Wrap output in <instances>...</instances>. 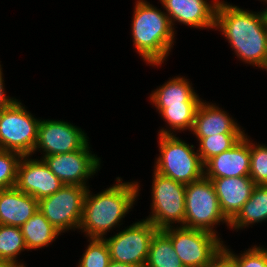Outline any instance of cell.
<instances>
[{
  "instance_id": "cell-12",
  "label": "cell",
  "mask_w": 267,
  "mask_h": 267,
  "mask_svg": "<svg viewBox=\"0 0 267 267\" xmlns=\"http://www.w3.org/2000/svg\"><path fill=\"white\" fill-rule=\"evenodd\" d=\"M81 128L61 120H40L38 138L34 148L51 156L80 150L89 140Z\"/></svg>"
},
{
  "instance_id": "cell-9",
  "label": "cell",
  "mask_w": 267,
  "mask_h": 267,
  "mask_svg": "<svg viewBox=\"0 0 267 267\" xmlns=\"http://www.w3.org/2000/svg\"><path fill=\"white\" fill-rule=\"evenodd\" d=\"M88 188L64 185L51 196L38 201V209L60 233L79 228Z\"/></svg>"
},
{
  "instance_id": "cell-33",
  "label": "cell",
  "mask_w": 267,
  "mask_h": 267,
  "mask_svg": "<svg viewBox=\"0 0 267 267\" xmlns=\"http://www.w3.org/2000/svg\"><path fill=\"white\" fill-rule=\"evenodd\" d=\"M0 267H16L10 261L0 258Z\"/></svg>"
},
{
  "instance_id": "cell-14",
  "label": "cell",
  "mask_w": 267,
  "mask_h": 267,
  "mask_svg": "<svg viewBox=\"0 0 267 267\" xmlns=\"http://www.w3.org/2000/svg\"><path fill=\"white\" fill-rule=\"evenodd\" d=\"M169 16L172 27L175 22L193 28L215 29L216 9L219 0H159Z\"/></svg>"
},
{
  "instance_id": "cell-17",
  "label": "cell",
  "mask_w": 267,
  "mask_h": 267,
  "mask_svg": "<svg viewBox=\"0 0 267 267\" xmlns=\"http://www.w3.org/2000/svg\"><path fill=\"white\" fill-rule=\"evenodd\" d=\"M191 132L196 138L217 134H245L241 126L230 118L229 113L204 100L199 104Z\"/></svg>"
},
{
  "instance_id": "cell-19",
  "label": "cell",
  "mask_w": 267,
  "mask_h": 267,
  "mask_svg": "<svg viewBox=\"0 0 267 267\" xmlns=\"http://www.w3.org/2000/svg\"><path fill=\"white\" fill-rule=\"evenodd\" d=\"M185 77L176 76L152 91L150 101L156 108L176 106H199L202 99L195 92L192 83Z\"/></svg>"
},
{
  "instance_id": "cell-25",
  "label": "cell",
  "mask_w": 267,
  "mask_h": 267,
  "mask_svg": "<svg viewBox=\"0 0 267 267\" xmlns=\"http://www.w3.org/2000/svg\"><path fill=\"white\" fill-rule=\"evenodd\" d=\"M245 134H217L214 136L197 138L198 153L203 164L212 157L232 148Z\"/></svg>"
},
{
  "instance_id": "cell-11",
  "label": "cell",
  "mask_w": 267,
  "mask_h": 267,
  "mask_svg": "<svg viewBox=\"0 0 267 267\" xmlns=\"http://www.w3.org/2000/svg\"><path fill=\"white\" fill-rule=\"evenodd\" d=\"M89 141L74 152L42 157L51 172L64 185L87 186L86 182L100 168L101 159L92 154Z\"/></svg>"
},
{
  "instance_id": "cell-10",
  "label": "cell",
  "mask_w": 267,
  "mask_h": 267,
  "mask_svg": "<svg viewBox=\"0 0 267 267\" xmlns=\"http://www.w3.org/2000/svg\"><path fill=\"white\" fill-rule=\"evenodd\" d=\"M157 231L153 223L143 219L127 226L112 237L103 239L108 246L111 260L144 267L151 239Z\"/></svg>"
},
{
  "instance_id": "cell-21",
  "label": "cell",
  "mask_w": 267,
  "mask_h": 267,
  "mask_svg": "<svg viewBox=\"0 0 267 267\" xmlns=\"http://www.w3.org/2000/svg\"><path fill=\"white\" fill-rule=\"evenodd\" d=\"M20 228L28 251L47 247L61 234L39 209Z\"/></svg>"
},
{
  "instance_id": "cell-27",
  "label": "cell",
  "mask_w": 267,
  "mask_h": 267,
  "mask_svg": "<svg viewBox=\"0 0 267 267\" xmlns=\"http://www.w3.org/2000/svg\"><path fill=\"white\" fill-rule=\"evenodd\" d=\"M249 177L256 185H267V146L250 141Z\"/></svg>"
},
{
  "instance_id": "cell-18",
  "label": "cell",
  "mask_w": 267,
  "mask_h": 267,
  "mask_svg": "<svg viewBox=\"0 0 267 267\" xmlns=\"http://www.w3.org/2000/svg\"><path fill=\"white\" fill-rule=\"evenodd\" d=\"M38 210V200L16 187L0 190V224L21 227Z\"/></svg>"
},
{
  "instance_id": "cell-7",
  "label": "cell",
  "mask_w": 267,
  "mask_h": 267,
  "mask_svg": "<svg viewBox=\"0 0 267 267\" xmlns=\"http://www.w3.org/2000/svg\"><path fill=\"white\" fill-rule=\"evenodd\" d=\"M185 267H208L224 243L209 231L177 225L161 230Z\"/></svg>"
},
{
  "instance_id": "cell-22",
  "label": "cell",
  "mask_w": 267,
  "mask_h": 267,
  "mask_svg": "<svg viewBox=\"0 0 267 267\" xmlns=\"http://www.w3.org/2000/svg\"><path fill=\"white\" fill-rule=\"evenodd\" d=\"M144 267H185L177 256L171 240L158 230L152 237Z\"/></svg>"
},
{
  "instance_id": "cell-23",
  "label": "cell",
  "mask_w": 267,
  "mask_h": 267,
  "mask_svg": "<svg viewBox=\"0 0 267 267\" xmlns=\"http://www.w3.org/2000/svg\"><path fill=\"white\" fill-rule=\"evenodd\" d=\"M24 250H27V246L21 228L0 224V258L10 261L16 267H26L16 260Z\"/></svg>"
},
{
  "instance_id": "cell-1",
  "label": "cell",
  "mask_w": 267,
  "mask_h": 267,
  "mask_svg": "<svg viewBox=\"0 0 267 267\" xmlns=\"http://www.w3.org/2000/svg\"><path fill=\"white\" fill-rule=\"evenodd\" d=\"M215 29L242 62L267 71V9L257 13L219 0Z\"/></svg>"
},
{
  "instance_id": "cell-2",
  "label": "cell",
  "mask_w": 267,
  "mask_h": 267,
  "mask_svg": "<svg viewBox=\"0 0 267 267\" xmlns=\"http://www.w3.org/2000/svg\"><path fill=\"white\" fill-rule=\"evenodd\" d=\"M116 184L92 195L87 190L79 230L88 238H105L106 233L123 220L139 196L138 182H122L116 178Z\"/></svg>"
},
{
  "instance_id": "cell-13",
  "label": "cell",
  "mask_w": 267,
  "mask_h": 267,
  "mask_svg": "<svg viewBox=\"0 0 267 267\" xmlns=\"http://www.w3.org/2000/svg\"><path fill=\"white\" fill-rule=\"evenodd\" d=\"M22 156L17 170L15 187L33 196L38 201L51 196L60 190L64 184L58 179L43 161Z\"/></svg>"
},
{
  "instance_id": "cell-32",
  "label": "cell",
  "mask_w": 267,
  "mask_h": 267,
  "mask_svg": "<svg viewBox=\"0 0 267 267\" xmlns=\"http://www.w3.org/2000/svg\"><path fill=\"white\" fill-rule=\"evenodd\" d=\"M108 267H135V266H132V265L126 264V263L115 262V261L111 260Z\"/></svg>"
},
{
  "instance_id": "cell-4",
  "label": "cell",
  "mask_w": 267,
  "mask_h": 267,
  "mask_svg": "<svg viewBox=\"0 0 267 267\" xmlns=\"http://www.w3.org/2000/svg\"><path fill=\"white\" fill-rule=\"evenodd\" d=\"M159 156L154 171L182 184H190L204 176V164L194 145L176 137V134H158Z\"/></svg>"
},
{
  "instance_id": "cell-3",
  "label": "cell",
  "mask_w": 267,
  "mask_h": 267,
  "mask_svg": "<svg viewBox=\"0 0 267 267\" xmlns=\"http://www.w3.org/2000/svg\"><path fill=\"white\" fill-rule=\"evenodd\" d=\"M132 20L133 45L143 60L161 66L169 56L175 30L169 16L145 0H137Z\"/></svg>"
},
{
  "instance_id": "cell-6",
  "label": "cell",
  "mask_w": 267,
  "mask_h": 267,
  "mask_svg": "<svg viewBox=\"0 0 267 267\" xmlns=\"http://www.w3.org/2000/svg\"><path fill=\"white\" fill-rule=\"evenodd\" d=\"M41 119L27 111L17 99L0 112V148L32 156Z\"/></svg>"
},
{
  "instance_id": "cell-16",
  "label": "cell",
  "mask_w": 267,
  "mask_h": 267,
  "mask_svg": "<svg viewBox=\"0 0 267 267\" xmlns=\"http://www.w3.org/2000/svg\"><path fill=\"white\" fill-rule=\"evenodd\" d=\"M208 179L211 180L221 210L229 221L238 214L256 186L249 176Z\"/></svg>"
},
{
  "instance_id": "cell-5",
  "label": "cell",
  "mask_w": 267,
  "mask_h": 267,
  "mask_svg": "<svg viewBox=\"0 0 267 267\" xmlns=\"http://www.w3.org/2000/svg\"><path fill=\"white\" fill-rule=\"evenodd\" d=\"M220 222L226 223L227 227L230 223L221 210L211 180L203 176L187 184L184 227L205 230L218 235L214 226L220 225Z\"/></svg>"
},
{
  "instance_id": "cell-8",
  "label": "cell",
  "mask_w": 267,
  "mask_h": 267,
  "mask_svg": "<svg viewBox=\"0 0 267 267\" xmlns=\"http://www.w3.org/2000/svg\"><path fill=\"white\" fill-rule=\"evenodd\" d=\"M151 212L146 220L158 230L172 227L174 223L184 226L186 185L153 172Z\"/></svg>"
},
{
  "instance_id": "cell-29",
  "label": "cell",
  "mask_w": 267,
  "mask_h": 267,
  "mask_svg": "<svg viewBox=\"0 0 267 267\" xmlns=\"http://www.w3.org/2000/svg\"><path fill=\"white\" fill-rule=\"evenodd\" d=\"M223 248L237 261L238 267H267V248L252 246L241 255H235L226 245Z\"/></svg>"
},
{
  "instance_id": "cell-31",
  "label": "cell",
  "mask_w": 267,
  "mask_h": 267,
  "mask_svg": "<svg viewBox=\"0 0 267 267\" xmlns=\"http://www.w3.org/2000/svg\"><path fill=\"white\" fill-rule=\"evenodd\" d=\"M2 67H1V64H0V112L3 110V109H6L8 108L15 100L16 98H11L9 96H6V93L4 91V78L2 77L3 74H2Z\"/></svg>"
},
{
  "instance_id": "cell-30",
  "label": "cell",
  "mask_w": 267,
  "mask_h": 267,
  "mask_svg": "<svg viewBox=\"0 0 267 267\" xmlns=\"http://www.w3.org/2000/svg\"><path fill=\"white\" fill-rule=\"evenodd\" d=\"M208 267H238L237 261L222 247Z\"/></svg>"
},
{
  "instance_id": "cell-26",
  "label": "cell",
  "mask_w": 267,
  "mask_h": 267,
  "mask_svg": "<svg viewBox=\"0 0 267 267\" xmlns=\"http://www.w3.org/2000/svg\"><path fill=\"white\" fill-rule=\"evenodd\" d=\"M88 239L89 244L78 262V267H108L111 256L105 240Z\"/></svg>"
},
{
  "instance_id": "cell-28",
  "label": "cell",
  "mask_w": 267,
  "mask_h": 267,
  "mask_svg": "<svg viewBox=\"0 0 267 267\" xmlns=\"http://www.w3.org/2000/svg\"><path fill=\"white\" fill-rule=\"evenodd\" d=\"M22 155L0 148V190L15 187Z\"/></svg>"
},
{
  "instance_id": "cell-24",
  "label": "cell",
  "mask_w": 267,
  "mask_h": 267,
  "mask_svg": "<svg viewBox=\"0 0 267 267\" xmlns=\"http://www.w3.org/2000/svg\"><path fill=\"white\" fill-rule=\"evenodd\" d=\"M199 106H176L169 108H156L161 117L170 126L169 129H160L158 134L172 135L175 131L192 130L195 115ZM173 131V132H172Z\"/></svg>"
},
{
  "instance_id": "cell-20",
  "label": "cell",
  "mask_w": 267,
  "mask_h": 267,
  "mask_svg": "<svg viewBox=\"0 0 267 267\" xmlns=\"http://www.w3.org/2000/svg\"><path fill=\"white\" fill-rule=\"evenodd\" d=\"M263 221H267V185H256L251 197L230 221L229 227L238 231L240 228Z\"/></svg>"
},
{
  "instance_id": "cell-15",
  "label": "cell",
  "mask_w": 267,
  "mask_h": 267,
  "mask_svg": "<svg viewBox=\"0 0 267 267\" xmlns=\"http://www.w3.org/2000/svg\"><path fill=\"white\" fill-rule=\"evenodd\" d=\"M250 138L245 134L232 148L209 159L204 164L206 178L249 176Z\"/></svg>"
}]
</instances>
